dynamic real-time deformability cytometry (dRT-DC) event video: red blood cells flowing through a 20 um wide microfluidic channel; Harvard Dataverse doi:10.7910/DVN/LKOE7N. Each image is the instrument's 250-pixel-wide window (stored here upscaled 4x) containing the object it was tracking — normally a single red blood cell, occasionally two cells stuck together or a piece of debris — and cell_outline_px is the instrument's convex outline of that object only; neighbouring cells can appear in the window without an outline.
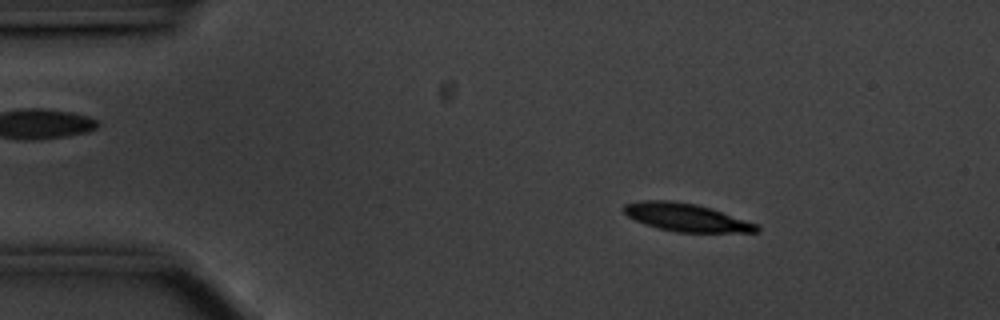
{"species": "common noctule bat (a hibernating species)", "species_latin": "Nyctalus noctula", "temperature_condition": "cold", "stored_images_in_passage": 56, "camera_frame_rate_fps": 3000, "um_per_image_px": 0.085, "animal": {"sex": "male", "body_mass_g": 20.1, "forearm_length_mm": 53.5}, "frame": {"image": 1, "passage_image": 8, "time_ms": 2.333, "image_size_px": [1000, 320], "cell_outline_px": [[760, 228], [756, 232], [676, 232], [644, 224], [628, 216], [620, 208], [624, 204], [648, 200], [668, 200], [696, 204], [712, 208], [756, 224]], "centroid_in_image_um": [58.3, 18.47], "position_along_channel_um": 26.7, "area_um2": 21.39}}
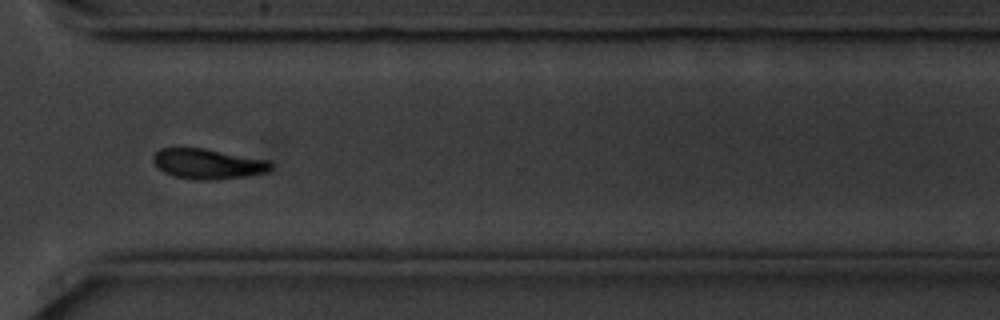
{"frame": {"image": 2, "passage_image": 41, "time_ms": 13.333, "image_size_px": [1000, 320], "cell_outline_px": [[272, 168], [268, 172], [244, 176], [212, 180], [192, 180], [176, 176], [164, 172], [156, 168], [152, 160], [152, 156], [160, 148], [204, 148], [268, 160], [272, 164]], "centroid_in_image_um": [17.64, 13.93], "position_along_channel_um": 353.0, "area_um2": 20.75}}
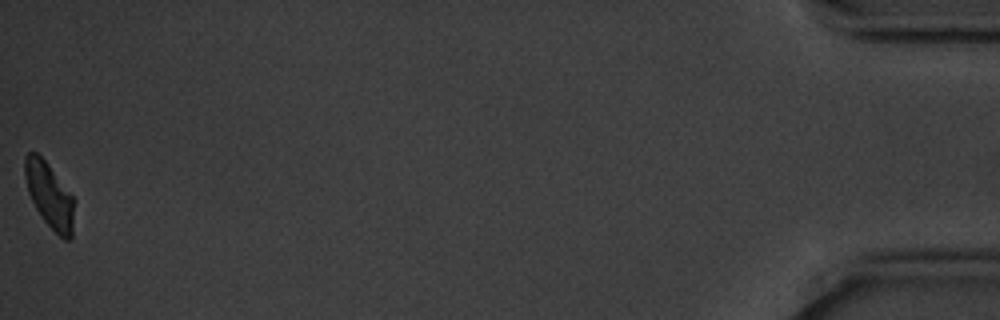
{"frame": {"image": 3, "passage_image": 56, "time_ms": 18.333, "image_size_px": [1000, 320], "cell_outline_px": [[76, 200], [72, 236], [68, 240], [64, 240], [44, 220], [36, 208], [28, 192], [24, 176], [24, 156], [28, 152], [36, 152], [48, 164]], "centroid_in_image_um": [4.22, 16.6], "position_along_channel_um": 431.0, "area_um2": 18.84}, "authors_computed_cell_mechanics": {"area_um2": 21.4727, "velocity_mm_per_s": 3.4969, "shape_relaxation_time_tau1_ms": 2.0539, "shape_relaxation_time_tau2_ms": null, "deformation_change_tau1": 0.1223, "deformation_change_tau2": null}}